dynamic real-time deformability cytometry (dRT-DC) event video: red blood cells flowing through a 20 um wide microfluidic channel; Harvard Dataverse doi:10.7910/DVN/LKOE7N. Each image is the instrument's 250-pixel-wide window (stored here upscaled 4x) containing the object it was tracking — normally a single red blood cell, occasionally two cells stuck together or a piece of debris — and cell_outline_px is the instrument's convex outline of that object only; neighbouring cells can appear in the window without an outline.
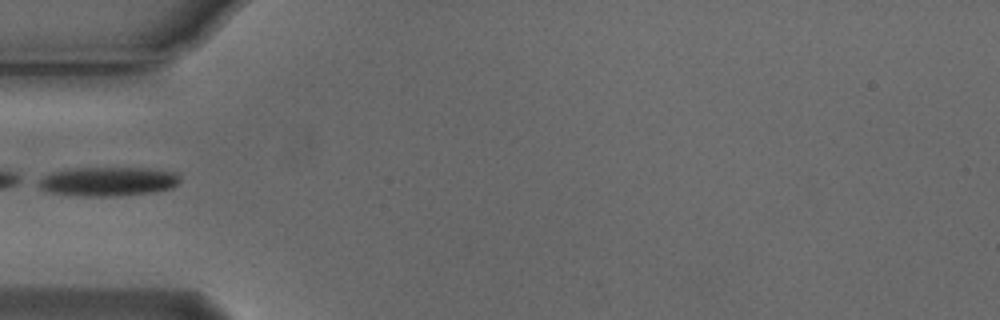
{"species": "Egyptian fruit bat (a non-hibernating species)", "species_latin": "Rousettus aegyptiacus", "temperature_condition": "cold", "stored_images_in_passage": 35, "camera_frame_rate_fps": 3000, "um_per_image_px": 0.085, "animal": {"sex": "male"}, "frame": {"image": 1, "passage_image": 1, "time_ms": 0.0, "image_size_px": [1000, 320], "cell_outline_px": [[180, 180], [172, 188], [156, 192], [108, 196], [84, 196], [48, 192], [40, 188], [36, 180], [52, 172], [68, 168], [148, 168], [176, 172], [180, 176]], "centroid_in_image_um": [9.18, 15.41], "position_along_channel_um": 75.8, "area_um2": 24.1}}
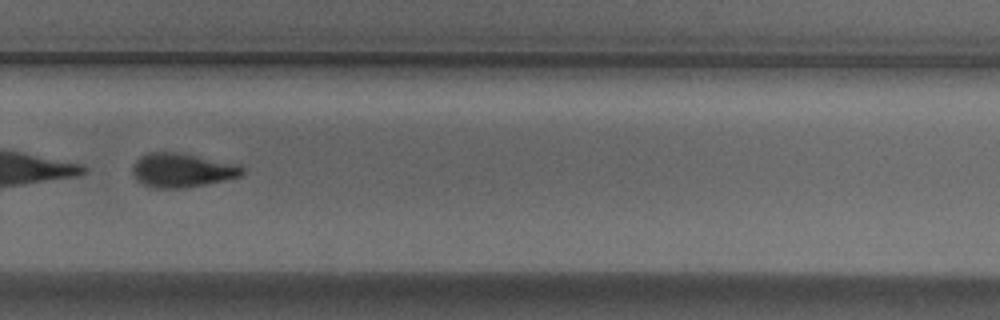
{"frame": {"image": 2, "passage_image": 20, "time_ms": 6.333, "image_size_px": [1000, 320], "cell_outline_px": [[244, 172], [240, 176], [224, 180], [184, 188], [160, 188], [144, 184], [136, 180], [132, 172], [132, 168], [136, 160], [140, 156], [148, 152], [180, 152], [240, 164], [244, 168]], "centroid_in_image_um": [15.48, 14.45], "position_along_channel_um": 314.3, "area_um2": 21.85}}